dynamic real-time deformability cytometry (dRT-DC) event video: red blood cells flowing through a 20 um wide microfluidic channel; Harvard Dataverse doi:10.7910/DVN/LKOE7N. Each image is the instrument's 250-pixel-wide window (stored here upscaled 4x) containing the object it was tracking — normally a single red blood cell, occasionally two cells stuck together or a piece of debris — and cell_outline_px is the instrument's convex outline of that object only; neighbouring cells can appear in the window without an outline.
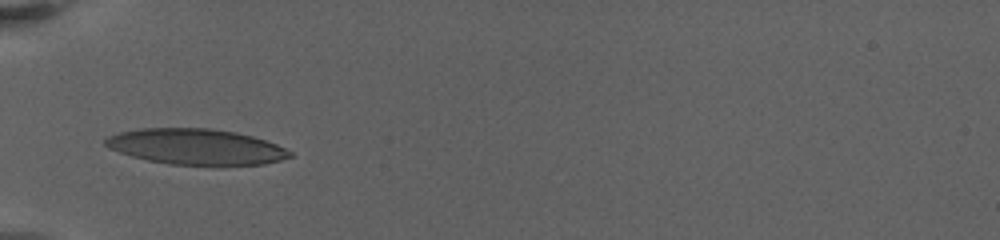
{"species": "human", "species_latin": "Homo sapiens", "temperature_condition": "warm", "stored_images_in_passage": 21, "camera_frame_rate_fps": 3000, "um_per_image_px": 0.085, "donor": {"sex": "female"}, "frame": {"image": 1, "passage_image": 1, "time_ms": 0.0, "image_size_px": [1000, 240], "cell_outline_px": [[292, 156], [280, 160], [264, 164], [224, 168], [220, 168], [168, 164], [148, 160], [132, 156], [108, 148], [104, 144], [104, 140], [108, 136], [120, 132], [140, 128], [208, 128], [236, 132], [252, 136], [276, 144], [292, 152]], "centroid_in_image_um": [16.7, 12.51], "position_along_channel_um": 68.3, "area_um2": 39.42}}
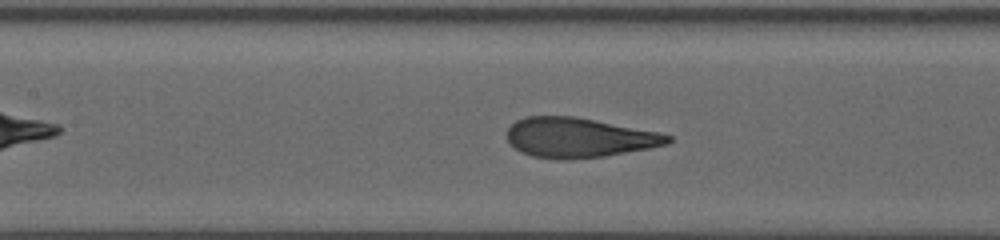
{"frame": {"image": 2, "passage_image": 15, "time_ms": 3.0, "image_size_px": [1000, 240], "cell_outline_px": [[672, 140], [668, 144], [648, 148], [604, 156], [568, 160], [556, 160], [532, 156], [516, 148], [508, 140], [508, 128], [516, 120], [524, 116], [576, 116], [660, 132], [672, 136]], "centroid_in_image_um": [49.22, 11.69], "position_along_channel_um": 158.2, "area_um2": 37.34}}
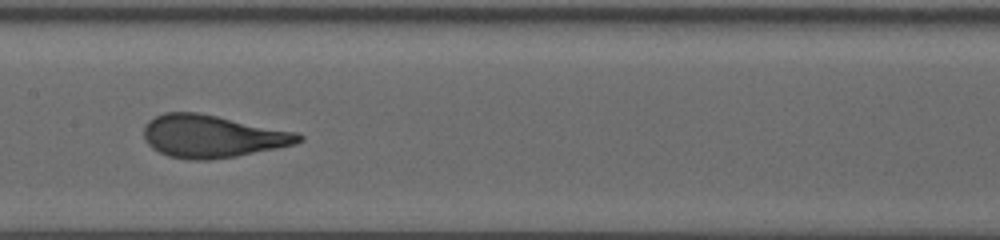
{"frame": {"image": 3, "passage_image": 20, "time_ms": 4.0, "image_size_px": [1000, 240], "cell_outline_px": [[304, 140], [296, 144], [236, 156], [208, 160], [188, 160], [168, 156], [152, 148], [148, 144], [144, 136], [144, 128], [148, 120], [164, 112], [196, 112], [296, 132], [304, 136]], "centroid_in_image_um": [18.03, 11.59], "position_along_channel_um": 189.4, "area_um2": 38.21}}